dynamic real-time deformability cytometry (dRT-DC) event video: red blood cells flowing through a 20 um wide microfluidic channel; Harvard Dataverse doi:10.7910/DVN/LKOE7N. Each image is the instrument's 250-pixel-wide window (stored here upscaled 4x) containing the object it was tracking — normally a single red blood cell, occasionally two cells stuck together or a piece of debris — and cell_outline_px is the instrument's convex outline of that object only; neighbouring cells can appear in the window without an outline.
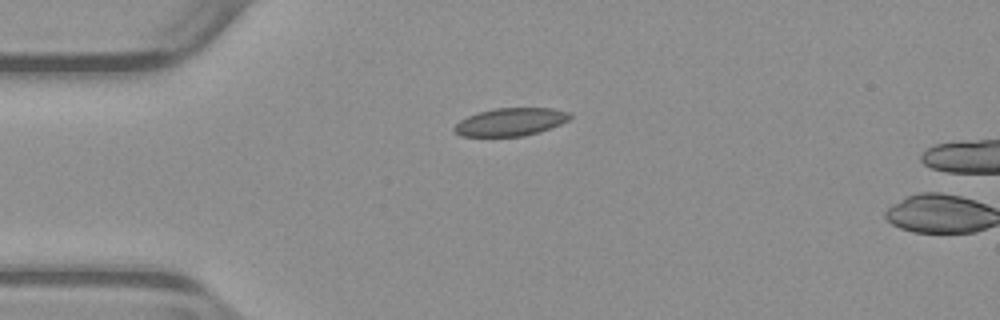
{"species": "common noctule bat (a hibernating species)", "species_latin": "Nyctalus noctula", "temperature_condition": "warm", "stored_images_in_passage": 2, "camera_frame_rate_fps": 3000, "um_per_image_px": 0.085, "animal": {"sex": "male", "body_mass_g": 23.1, "forearm_length_mm": 52.7}, "frame": {"image": 1, "passage_image": 1, "time_ms": 0.0, "image_size_px": [1000, 320], "cell_outline_px": [[572, 116], [568, 120], [560, 124], [540, 132], [524, 136], [460, 136], [452, 128], [460, 120], [476, 112], [496, 108], [552, 108], [572, 112]], "centroid_in_image_um": [43.42, 10.36], "position_along_channel_um": 41.6, "area_um2": 18.9}}